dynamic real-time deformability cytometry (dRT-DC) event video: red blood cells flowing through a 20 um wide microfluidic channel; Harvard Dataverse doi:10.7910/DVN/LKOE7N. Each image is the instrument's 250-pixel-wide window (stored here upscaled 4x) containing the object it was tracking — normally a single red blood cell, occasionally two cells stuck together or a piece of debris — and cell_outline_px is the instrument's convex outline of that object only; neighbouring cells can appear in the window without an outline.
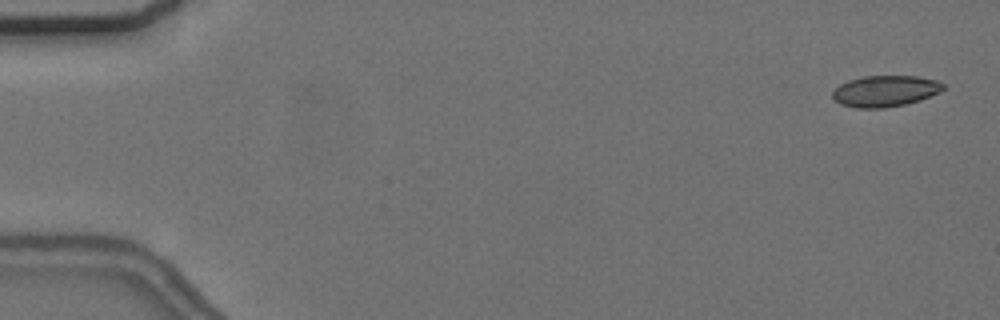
{"species": "common noctule bat (a hibernating species)", "species_latin": "Nyctalus noctula", "temperature_condition": "cold", "stored_images_in_passage": 56, "camera_frame_rate_fps": 3000, "um_per_image_px": 0.085, "animal": {"sex": "female", "body_mass_g": 24.6, "forearm_length_mm": 56.2}, "frame": {"image": 1, "passage_image": 2, "time_ms": 0.333, "image_size_px": [1000, 320], "cell_outline_px": [[944, 88], [920, 100], [904, 104], [884, 108], [856, 108], [840, 104], [832, 96], [832, 92], [840, 84], [848, 80], [864, 76], [916, 76], [936, 80], [944, 84]], "centroid_in_image_um": [75.19, 7.74], "position_along_channel_um": 9.8, "area_um2": 19.88}}
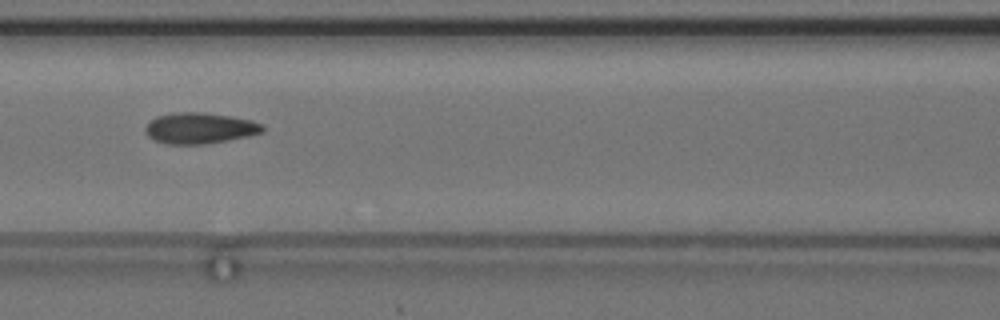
{"frame": {"image": 2, "passage_image": 25, "time_ms": 8.0, "image_size_px": [1000, 320], "cell_outline_px": [[264, 132], [248, 136], [228, 140], [204, 144], [168, 144], [156, 140], [148, 136], [144, 128], [156, 116], [176, 112], [204, 112], [252, 120], [264, 124]], "centroid_in_image_um": [17.01, 10.89], "position_along_channel_um": 149.6, "area_um2": 21.1}}
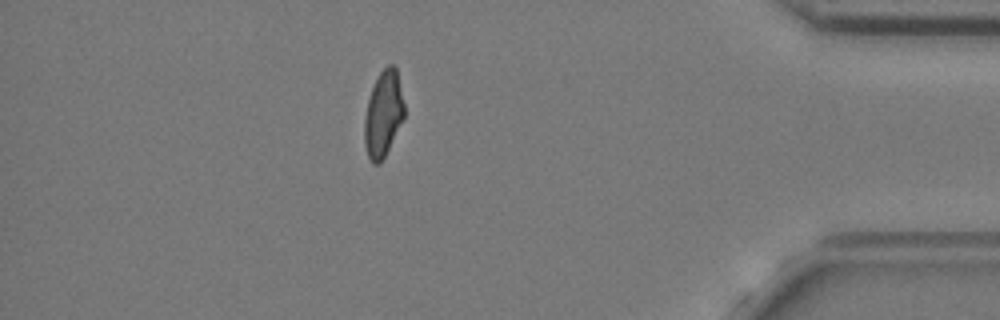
{"frame": {"image": 3, "passage_image": 49, "time_ms": 16.0, "image_size_px": [1000, 320], "cell_outline_px": [[404, 120], [380, 164], [372, 164], [368, 156], [364, 144], [364, 120], [368, 100], [372, 88], [380, 72], [388, 64], [392, 64], [396, 68], [404, 104]], "centroid_in_image_um": [32.58, 9.72], "position_along_channel_um": 402.6, "area_um2": 19.88}, "authors_computed_cell_mechanics": {"area_um2": 20.808, "velocity_mm_per_s": 3.6878, "shape_relaxation_time_tau1_ms": null, "shape_relaxation_time_tau2_ms": 1.815, "deformation_change_tau1": null, "deformation_change_tau2": 0.0855}}